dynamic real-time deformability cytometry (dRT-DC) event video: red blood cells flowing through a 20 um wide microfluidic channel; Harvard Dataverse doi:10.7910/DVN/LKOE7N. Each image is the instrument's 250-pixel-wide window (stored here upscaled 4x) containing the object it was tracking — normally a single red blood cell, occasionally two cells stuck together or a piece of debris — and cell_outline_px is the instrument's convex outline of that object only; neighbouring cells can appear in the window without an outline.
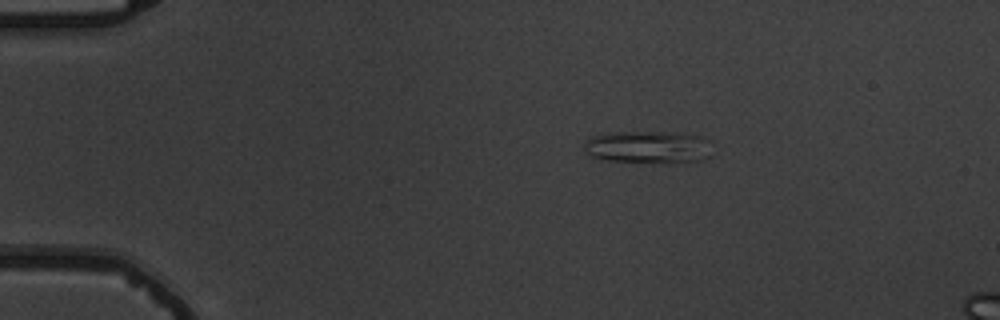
{"species": "common noctule bat (a hibernating species)", "species_latin": "Nyctalus noctula", "temperature_condition": "warm", "stored_images_in_passage": 3, "camera_frame_rate_fps": 3000, "um_per_image_px": 0.085, "animal": {"sex": "male", "body_mass_g": 19.5, "forearm_length_mm": 54.6}, "frame": {"image": 1, "passage_image": 1, "time_ms": 0.0, "image_size_px": [1000, 320], "cell_outline_px": [[712, 156], [700, 160], [664, 164], [608, 160], [592, 156], [584, 148], [584, 140], [588, 136], [624, 132], [656, 132], [700, 136], [708, 140]], "centroid_in_image_um": [55.1, 12.53], "position_along_channel_um": 29.9, "area_um2": 24.22}}